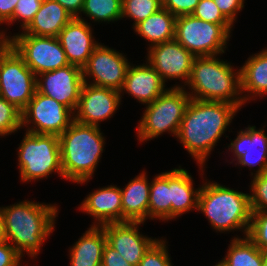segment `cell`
I'll list each match as a JSON object with an SVG mask.
<instances>
[{
    "label": "cell",
    "mask_w": 267,
    "mask_h": 266,
    "mask_svg": "<svg viewBox=\"0 0 267 266\" xmlns=\"http://www.w3.org/2000/svg\"><path fill=\"white\" fill-rule=\"evenodd\" d=\"M239 110L237 106L226 102L190 100L176 138L195 159L203 173L200 175H204L208 156Z\"/></svg>",
    "instance_id": "1"
},
{
    "label": "cell",
    "mask_w": 267,
    "mask_h": 266,
    "mask_svg": "<svg viewBox=\"0 0 267 266\" xmlns=\"http://www.w3.org/2000/svg\"><path fill=\"white\" fill-rule=\"evenodd\" d=\"M7 241L24 257L40 254L45 240L54 232L58 205L23 200L0 207Z\"/></svg>",
    "instance_id": "2"
},
{
    "label": "cell",
    "mask_w": 267,
    "mask_h": 266,
    "mask_svg": "<svg viewBox=\"0 0 267 266\" xmlns=\"http://www.w3.org/2000/svg\"><path fill=\"white\" fill-rule=\"evenodd\" d=\"M58 138L63 179L88 183L94 177L106 144L101 128L74 120Z\"/></svg>",
    "instance_id": "3"
},
{
    "label": "cell",
    "mask_w": 267,
    "mask_h": 266,
    "mask_svg": "<svg viewBox=\"0 0 267 266\" xmlns=\"http://www.w3.org/2000/svg\"><path fill=\"white\" fill-rule=\"evenodd\" d=\"M232 66L218 55L195 57L185 85L191 99L226 102L241 110L245 105L241 92V70Z\"/></svg>",
    "instance_id": "4"
},
{
    "label": "cell",
    "mask_w": 267,
    "mask_h": 266,
    "mask_svg": "<svg viewBox=\"0 0 267 266\" xmlns=\"http://www.w3.org/2000/svg\"><path fill=\"white\" fill-rule=\"evenodd\" d=\"M201 184L198 211L206 216L211 227L220 233L241 231L247 236L252 210L249 193L234 190L208 179Z\"/></svg>",
    "instance_id": "5"
},
{
    "label": "cell",
    "mask_w": 267,
    "mask_h": 266,
    "mask_svg": "<svg viewBox=\"0 0 267 266\" xmlns=\"http://www.w3.org/2000/svg\"><path fill=\"white\" fill-rule=\"evenodd\" d=\"M186 88L170 87L146 105L136 127V136L140 143L151 141L167 132L177 137L185 110L191 100Z\"/></svg>",
    "instance_id": "6"
},
{
    "label": "cell",
    "mask_w": 267,
    "mask_h": 266,
    "mask_svg": "<svg viewBox=\"0 0 267 266\" xmlns=\"http://www.w3.org/2000/svg\"><path fill=\"white\" fill-rule=\"evenodd\" d=\"M23 137L17 151L20 180H43L53 173L63 178L58 136L25 131Z\"/></svg>",
    "instance_id": "7"
},
{
    "label": "cell",
    "mask_w": 267,
    "mask_h": 266,
    "mask_svg": "<svg viewBox=\"0 0 267 266\" xmlns=\"http://www.w3.org/2000/svg\"><path fill=\"white\" fill-rule=\"evenodd\" d=\"M233 24H214L191 15L176 18L175 37L195 57L220 56L225 53Z\"/></svg>",
    "instance_id": "8"
},
{
    "label": "cell",
    "mask_w": 267,
    "mask_h": 266,
    "mask_svg": "<svg viewBox=\"0 0 267 266\" xmlns=\"http://www.w3.org/2000/svg\"><path fill=\"white\" fill-rule=\"evenodd\" d=\"M10 40L12 48L36 76L70 65L57 37L15 33Z\"/></svg>",
    "instance_id": "9"
},
{
    "label": "cell",
    "mask_w": 267,
    "mask_h": 266,
    "mask_svg": "<svg viewBox=\"0 0 267 266\" xmlns=\"http://www.w3.org/2000/svg\"><path fill=\"white\" fill-rule=\"evenodd\" d=\"M73 121L71 109L37 91L21 111V127L30 133L60 136Z\"/></svg>",
    "instance_id": "10"
},
{
    "label": "cell",
    "mask_w": 267,
    "mask_h": 266,
    "mask_svg": "<svg viewBox=\"0 0 267 266\" xmlns=\"http://www.w3.org/2000/svg\"><path fill=\"white\" fill-rule=\"evenodd\" d=\"M36 91V75L12 48L0 62V96L22 111Z\"/></svg>",
    "instance_id": "11"
},
{
    "label": "cell",
    "mask_w": 267,
    "mask_h": 266,
    "mask_svg": "<svg viewBox=\"0 0 267 266\" xmlns=\"http://www.w3.org/2000/svg\"><path fill=\"white\" fill-rule=\"evenodd\" d=\"M130 64L124 53L100 43L82 68L84 83L120 91Z\"/></svg>",
    "instance_id": "12"
},
{
    "label": "cell",
    "mask_w": 267,
    "mask_h": 266,
    "mask_svg": "<svg viewBox=\"0 0 267 266\" xmlns=\"http://www.w3.org/2000/svg\"><path fill=\"white\" fill-rule=\"evenodd\" d=\"M146 61L158 72L162 81L179 80L181 84L172 88H184L189 80L195 56L178 41L171 40L153 45L147 49Z\"/></svg>",
    "instance_id": "13"
},
{
    "label": "cell",
    "mask_w": 267,
    "mask_h": 266,
    "mask_svg": "<svg viewBox=\"0 0 267 266\" xmlns=\"http://www.w3.org/2000/svg\"><path fill=\"white\" fill-rule=\"evenodd\" d=\"M82 69L68 65L36 76L37 92L55 99L75 112L82 86Z\"/></svg>",
    "instance_id": "14"
},
{
    "label": "cell",
    "mask_w": 267,
    "mask_h": 266,
    "mask_svg": "<svg viewBox=\"0 0 267 266\" xmlns=\"http://www.w3.org/2000/svg\"><path fill=\"white\" fill-rule=\"evenodd\" d=\"M121 102L119 91L84 83L74 112V120L100 127V122L115 115Z\"/></svg>",
    "instance_id": "15"
},
{
    "label": "cell",
    "mask_w": 267,
    "mask_h": 266,
    "mask_svg": "<svg viewBox=\"0 0 267 266\" xmlns=\"http://www.w3.org/2000/svg\"><path fill=\"white\" fill-rule=\"evenodd\" d=\"M259 129L256 126L248 125L245 129L237 132L234 140L230 139L228 150L234 156L230 163L241 167H250L254 171L250 173L251 177L267 172V135L263 125ZM255 172V173H254Z\"/></svg>",
    "instance_id": "16"
},
{
    "label": "cell",
    "mask_w": 267,
    "mask_h": 266,
    "mask_svg": "<svg viewBox=\"0 0 267 266\" xmlns=\"http://www.w3.org/2000/svg\"><path fill=\"white\" fill-rule=\"evenodd\" d=\"M144 222L109 223L104 228L107 243L133 266H138L145 252L158 239L140 233ZM140 226V227H139Z\"/></svg>",
    "instance_id": "17"
},
{
    "label": "cell",
    "mask_w": 267,
    "mask_h": 266,
    "mask_svg": "<svg viewBox=\"0 0 267 266\" xmlns=\"http://www.w3.org/2000/svg\"><path fill=\"white\" fill-rule=\"evenodd\" d=\"M91 25L84 18L74 17L58 34L57 38L70 65L82 69L94 49L100 44L92 35L94 33Z\"/></svg>",
    "instance_id": "18"
},
{
    "label": "cell",
    "mask_w": 267,
    "mask_h": 266,
    "mask_svg": "<svg viewBox=\"0 0 267 266\" xmlns=\"http://www.w3.org/2000/svg\"><path fill=\"white\" fill-rule=\"evenodd\" d=\"M79 210L90 215L91 226L122 222V196L120 186L108 185L90 192L79 205Z\"/></svg>",
    "instance_id": "19"
},
{
    "label": "cell",
    "mask_w": 267,
    "mask_h": 266,
    "mask_svg": "<svg viewBox=\"0 0 267 266\" xmlns=\"http://www.w3.org/2000/svg\"><path fill=\"white\" fill-rule=\"evenodd\" d=\"M166 86L158 72L147 62L141 65H133L132 63L128 68L124 84L119 91L120 98L122 100L123 94L128 93L139 103L147 105L162 95L168 89Z\"/></svg>",
    "instance_id": "20"
},
{
    "label": "cell",
    "mask_w": 267,
    "mask_h": 266,
    "mask_svg": "<svg viewBox=\"0 0 267 266\" xmlns=\"http://www.w3.org/2000/svg\"><path fill=\"white\" fill-rule=\"evenodd\" d=\"M150 184L147 173L142 171L124 188L120 187L122 222H146L149 219Z\"/></svg>",
    "instance_id": "21"
},
{
    "label": "cell",
    "mask_w": 267,
    "mask_h": 266,
    "mask_svg": "<svg viewBox=\"0 0 267 266\" xmlns=\"http://www.w3.org/2000/svg\"><path fill=\"white\" fill-rule=\"evenodd\" d=\"M74 17L55 0H43L39 11L20 34L57 37Z\"/></svg>",
    "instance_id": "22"
},
{
    "label": "cell",
    "mask_w": 267,
    "mask_h": 266,
    "mask_svg": "<svg viewBox=\"0 0 267 266\" xmlns=\"http://www.w3.org/2000/svg\"><path fill=\"white\" fill-rule=\"evenodd\" d=\"M69 249L70 266H101L107 237L102 226L87 228Z\"/></svg>",
    "instance_id": "23"
},
{
    "label": "cell",
    "mask_w": 267,
    "mask_h": 266,
    "mask_svg": "<svg viewBox=\"0 0 267 266\" xmlns=\"http://www.w3.org/2000/svg\"><path fill=\"white\" fill-rule=\"evenodd\" d=\"M240 70L245 104L267 95V48L250 55Z\"/></svg>",
    "instance_id": "24"
},
{
    "label": "cell",
    "mask_w": 267,
    "mask_h": 266,
    "mask_svg": "<svg viewBox=\"0 0 267 266\" xmlns=\"http://www.w3.org/2000/svg\"><path fill=\"white\" fill-rule=\"evenodd\" d=\"M193 182L191 173L181 166L171 170V221L189 211H198L201 185L195 189Z\"/></svg>",
    "instance_id": "25"
},
{
    "label": "cell",
    "mask_w": 267,
    "mask_h": 266,
    "mask_svg": "<svg viewBox=\"0 0 267 266\" xmlns=\"http://www.w3.org/2000/svg\"><path fill=\"white\" fill-rule=\"evenodd\" d=\"M176 18L162 7L147 19L138 23L133 30L137 33L136 35L149 42L147 47L149 48L159 43L174 40Z\"/></svg>",
    "instance_id": "26"
},
{
    "label": "cell",
    "mask_w": 267,
    "mask_h": 266,
    "mask_svg": "<svg viewBox=\"0 0 267 266\" xmlns=\"http://www.w3.org/2000/svg\"><path fill=\"white\" fill-rule=\"evenodd\" d=\"M149 219L171 220V171L154 176L150 184Z\"/></svg>",
    "instance_id": "27"
},
{
    "label": "cell",
    "mask_w": 267,
    "mask_h": 266,
    "mask_svg": "<svg viewBox=\"0 0 267 266\" xmlns=\"http://www.w3.org/2000/svg\"><path fill=\"white\" fill-rule=\"evenodd\" d=\"M227 250L220 260L224 266H263L262 250L247 236L233 237Z\"/></svg>",
    "instance_id": "28"
},
{
    "label": "cell",
    "mask_w": 267,
    "mask_h": 266,
    "mask_svg": "<svg viewBox=\"0 0 267 266\" xmlns=\"http://www.w3.org/2000/svg\"><path fill=\"white\" fill-rule=\"evenodd\" d=\"M82 13L90 20L98 23L117 22L122 19V0H84Z\"/></svg>",
    "instance_id": "29"
},
{
    "label": "cell",
    "mask_w": 267,
    "mask_h": 266,
    "mask_svg": "<svg viewBox=\"0 0 267 266\" xmlns=\"http://www.w3.org/2000/svg\"><path fill=\"white\" fill-rule=\"evenodd\" d=\"M162 7V0H122V19H132L134 28Z\"/></svg>",
    "instance_id": "30"
},
{
    "label": "cell",
    "mask_w": 267,
    "mask_h": 266,
    "mask_svg": "<svg viewBox=\"0 0 267 266\" xmlns=\"http://www.w3.org/2000/svg\"><path fill=\"white\" fill-rule=\"evenodd\" d=\"M21 127V111L0 96V138L18 132Z\"/></svg>",
    "instance_id": "31"
},
{
    "label": "cell",
    "mask_w": 267,
    "mask_h": 266,
    "mask_svg": "<svg viewBox=\"0 0 267 266\" xmlns=\"http://www.w3.org/2000/svg\"><path fill=\"white\" fill-rule=\"evenodd\" d=\"M166 238H158L145 252L138 266H173Z\"/></svg>",
    "instance_id": "32"
},
{
    "label": "cell",
    "mask_w": 267,
    "mask_h": 266,
    "mask_svg": "<svg viewBox=\"0 0 267 266\" xmlns=\"http://www.w3.org/2000/svg\"><path fill=\"white\" fill-rule=\"evenodd\" d=\"M247 237L262 251H267V211H252Z\"/></svg>",
    "instance_id": "33"
},
{
    "label": "cell",
    "mask_w": 267,
    "mask_h": 266,
    "mask_svg": "<svg viewBox=\"0 0 267 266\" xmlns=\"http://www.w3.org/2000/svg\"><path fill=\"white\" fill-rule=\"evenodd\" d=\"M253 178V179H252ZM250 183V207L252 211H267V172L255 175Z\"/></svg>",
    "instance_id": "34"
},
{
    "label": "cell",
    "mask_w": 267,
    "mask_h": 266,
    "mask_svg": "<svg viewBox=\"0 0 267 266\" xmlns=\"http://www.w3.org/2000/svg\"><path fill=\"white\" fill-rule=\"evenodd\" d=\"M43 0H18L13 13V18L6 24L12 26L13 23L20 22L22 31L30 24L36 13L39 11Z\"/></svg>",
    "instance_id": "35"
},
{
    "label": "cell",
    "mask_w": 267,
    "mask_h": 266,
    "mask_svg": "<svg viewBox=\"0 0 267 266\" xmlns=\"http://www.w3.org/2000/svg\"><path fill=\"white\" fill-rule=\"evenodd\" d=\"M192 15L214 24H232L219 10L213 0H200Z\"/></svg>",
    "instance_id": "36"
},
{
    "label": "cell",
    "mask_w": 267,
    "mask_h": 266,
    "mask_svg": "<svg viewBox=\"0 0 267 266\" xmlns=\"http://www.w3.org/2000/svg\"><path fill=\"white\" fill-rule=\"evenodd\" d=\"M163 8L167 9L172 15H191L200 0H162Z\"/></svg>",
    "instance_id": "37"
},
{
    "label": "cell",
    "mask_w": 267,
    "mask_h": 266,
    "mask_svg": "<svg viewBox=\"0 0 267 266\" xmlns=\"http://www.w3.org/2000/svg\"><path fill=\"white\" fill-rule=\"evenodd\" d=\"M223 15L234 25L238 12L244 8L245 0H213Z\"/></svg>",
    "instance_id": "38"
},
{
    "label": "cell",
    "mask_w": 267,
    "mask_h": 266,
    "mask_svg": "<svg viewBox=\"0 0 267 266\" xmlns=\"http://www.w3.org/2000/svg\"><path fill=\"white\" fill-rule=\"evenodd\" d=\"M22 256L8 242L0 243V266H26L21 265Z\"/></svg>",
    "instance_id": "39"
},
{
    "label": "cell",
    "mask_w": 267,
    "mask_h": 266,
    "mask_svg": "<svg viewBox=\"0 0 267 266\" xmlns=\"http://www.w3.org/2000/svg\"><path fill=\"white\" fill-rule=\"evenodd\" d=\"M101 266H133L130 265L120 253L108 243L104 245Z\"/></svg>",
    "instance_id": "40"
},
{
    "label": "cell",
    "mask_w": 267,
    "mask_h": 266,
    "mask_svg": "<svg viewBox=\"0 0 267 266\" xmlns=\"http://www.w3.org/2000/svg\"><path fill=\"white\" fill-rule=\"evenodd\" d=\"M17 2L18 0H0V24H7L13 18Z\"/></svg>",
    "instance_id": "41"
},
{
    "label": "cell",
    "mask_w": 267,
    "mask_h": 266,
    "mask_svg": "<svg viewBox=\"0 0 267 266\" xmlns=\"http://www.w3.org/2000/svg\"><path fill=\"white\" fill-rule=\"evenodd\" d=\"M62 7H64L68 12L72 14L73 17H78L84 6V0H55Z\"/></svg>",
    "instance_id": "42"
},
{
    "label": "cell",
    "mask_w": 267,
    "mask_h": 266,
    "mask_svg": "<svg viewBox=\"0 0 267 266\" xmlns=\"http://www.w3.org/2000/svg\"><path fill=\"white\" fill-rule=\"evenodd\" d=\"M12 49L10 37L0 35V62L2 58Z\"/></svg>",
    "instance_id": "43"
},
{
    "label": "cell",
    "mask_w": 267,
    "mask_h": 266,
    "mask_svg": "<svg viewBox=\"0 0 267 266\" xmlns=\"http://www.w3.org/2000/svg\"><path fill=\"white\" fill-rule=\"evenodd\" d=\"M4 241H7V239H6L4 224H3L1 211H0V243Z\"/></svg>",
    "instance_id": "44"
},
{
    "label": "cell",
    "mask_w": 267,
    "mask_h": 266,
    "mask_svg": "<svg viewBox=\"0 0 267 266\" xmlns=\"http://www.w3.org/2000/svg\"><path fill=\"white\" fill-rule=\"evenodd\" d=\"M263 266H267V251H262Z\"/></svg>",
    "instance_id": "45"
},
{
    "label": "cell",
    "mask_w": 267,
    "mask_h": 266,
    "mask_svg": "<svg viewBox=\"0 0 267 266\" xmlns=\"http://www.w3.org/2000/svg\"><path fill=\"white\" fill-rule=\"evenodd\" d=\"M0 35L10 37L9 35H7L6 31H4V29L2 31L0 30Z\"/></svg>",
    "instance_id": "46"
},
{
    "label": "cell",
    "mask_w": 267,
    "mask_h": 266,
    "mask_svg": "<svg viewBox=\"0 0 267 266\" xmlns=\"http://www.w3.org/2000/svg\"><path fill=\"white\" fill-rule=\"evenodd\" d=\"M213 266H224L220 261L218 263H216V265Z\"/></svg>",
    "instance_id": "47"
}]
</instances>
